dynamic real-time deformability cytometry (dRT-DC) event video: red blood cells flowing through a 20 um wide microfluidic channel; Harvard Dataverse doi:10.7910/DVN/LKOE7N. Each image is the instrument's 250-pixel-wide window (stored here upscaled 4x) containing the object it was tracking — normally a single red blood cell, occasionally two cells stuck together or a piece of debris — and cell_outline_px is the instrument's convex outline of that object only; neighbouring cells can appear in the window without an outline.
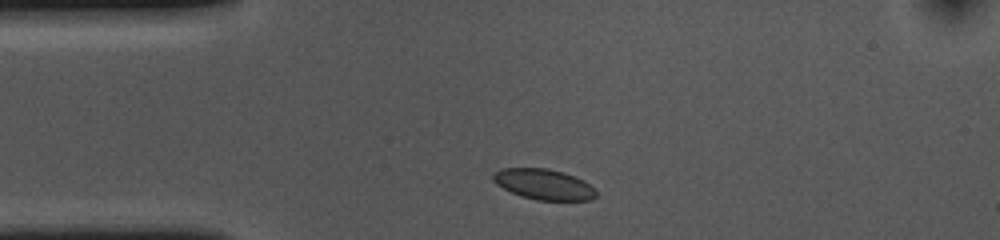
{"species": "common noctule bat (a hibernating species)", "species_latin": "Nyctalus noctula", "temperature_condition": "cold", "stored_images_in_passage": 32, "camera_frame_rate_fps": 3000, "um_per_image_px": 0.085, "animal": {"sex": "female", "body_mass_g": 10.0, "forearm_length_mm": 53.1}, "frame": {"image": 1, "passage_image": 1, "time_ms": 0.0, "image_size_px": [1000, 240], "cell_outline_px": [[596, 196], [592, 200], [536, 200], [520, 196], [496, 184], [492, 180], [492, 176], [500, 168], [548, 168], [564, 172], [576, 176], [584, 180], [596, 188]], "centroid_in_image_um": [46.25, 15.66], "position_along_channel_um": 38.7, "area_um2": 18.55}}
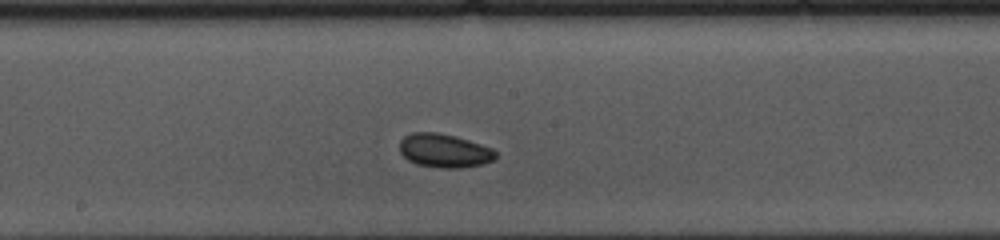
{"frame": {"image": 2, "passage_image": 17, "time_ms": 5.333, "image_size_px": [1000, 240], "cell_outline_px": [[496, 156], [492, 160], [484, 164], [460, 168], [440, 168], [416, 164], [408, 160], [400, 152], [400, 140], [404, 136], [412, 132], [436, 132], [456, 136], [492, 148], [496, 152]], "centroid_in_image_um": [37.75, 12.81], "position_along_channel_um": 210.5, "area_um2": 18.9}}
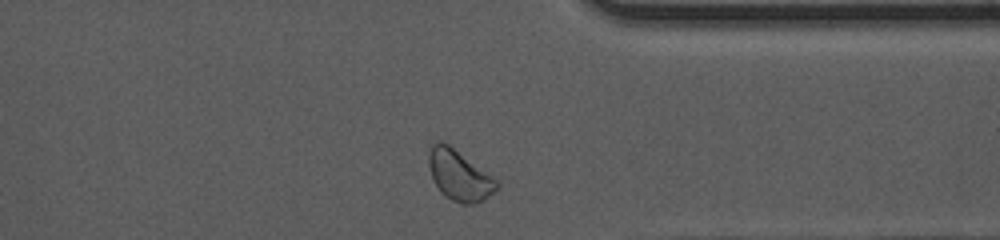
{"frame": {"image": 3, "passage_image": 31, "time_ms": 10.0, "image_size_px": [1000, 240], "cell_outline_px": [[500, 188], [484, 200], [476, 204], [460, 204], [444, 196], [440, 192], [432, 176], [428, 164], [428, 156], [432, 144], [436, 140], [444, 140], [496, 180], [500, 184]], "centroid_in_image_um": [39.03, 14.91], "position_along_channel_um": 372.4, "area_um2": 20.06}, "authors_computed_cell_mechanics": {"area_um2": 18.2648, "velocity_mm_per_s": 3.5949, "shape_relaxation_time_tau1_ms": null, "shape_relaxation_time_tau2_ms": 4.3105, "deformation_change_tau1": null, "deformation_change_tau2": 0.052}}